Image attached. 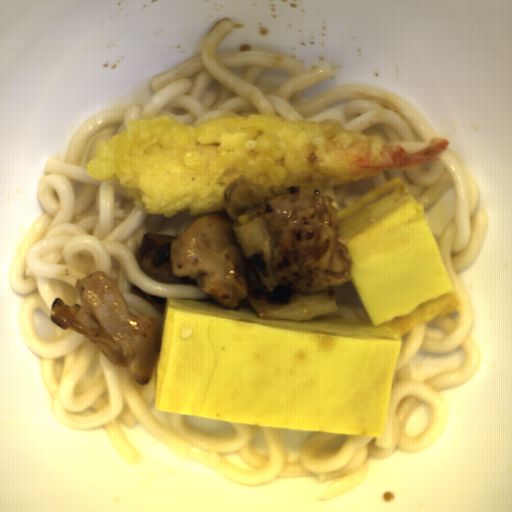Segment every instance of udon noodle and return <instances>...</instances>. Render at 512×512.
<instances>
[{"label":"udon noodle","instance_id":"obj_1","mask_svg":"<svg viewBox=\"0 0 512 512\" xmlns=\"http://www.w3.org/2000/svg\"><path fill=\"white\" fill-rule=\"evenodd\" d=\"M234 27L233 19L224 17L200 52L153 75L154 94L148 101L97 112L77 129L63 153L47 158L45 174L37 184L42 211L17 246L8 285L22 295L17 327L26 347L40 359V379L54 421L75 431L103 430L128 465L142 460L126 434V428L140 423L182 459L240 487L313 476L328 483L318 498L324 503L364 485L372 458L430 450L449 423V406L440 391L469 382L479 371L480 350L472 334L474 310L458 275L477 259L489 221L487 211L479 208L478 182L455 152L444 150L434 163L376 175L322 194L331 197L337 213L395 176L404 181L423 211L450 187L455 192L452 215L434 241L462 310L401 337L383 436L316 431L303 445L300 459L288 462L278 430H309L228 422L234 427L232 436L199 432L185 423L184 415L156 409L155 370L151 382L141 385L128 370L113 366L86 335L50 320L56 298L65 305L81 306L75 282L96 270L111 278L133 316H151L160 327L163 314L137 296L133 285L165 301L210 298L198 285L161 283L149 277L137 261L143 234L177 236L199 218L145 213L120 184L86 174L89 161L97 156V145L122 134L133 120L171 116L192 127L237 114L317 123L338 120L345 129L381 137L413 153L424 152L440 137L416 107L385 87L336 86L316 96H301L332 78L334 70L327 63L307 71L290 55L218 52ZM459 347L465 353L459 367L423 382L411 380L409 361L418 351L447 353ZM426 402L433 412L429 424L418 436L405 434L413 410Z\"/></svg>","mask_w":512,"mask_h":512},{"label":"udon noodle","instance_id":"obj_2","mask_svg":"<svg viewBox=\"0 0 512 512\" xmlns=\"http://www.w3.org/2000/svg\"><path fill=\"white\" fill-rule=\"evenodd\" d=\"M333 289L338 302V310L318 317L361 320L343 285L333 287Z\"/></svg>","mask_w":512,"mask_h":512}]
</instances>
